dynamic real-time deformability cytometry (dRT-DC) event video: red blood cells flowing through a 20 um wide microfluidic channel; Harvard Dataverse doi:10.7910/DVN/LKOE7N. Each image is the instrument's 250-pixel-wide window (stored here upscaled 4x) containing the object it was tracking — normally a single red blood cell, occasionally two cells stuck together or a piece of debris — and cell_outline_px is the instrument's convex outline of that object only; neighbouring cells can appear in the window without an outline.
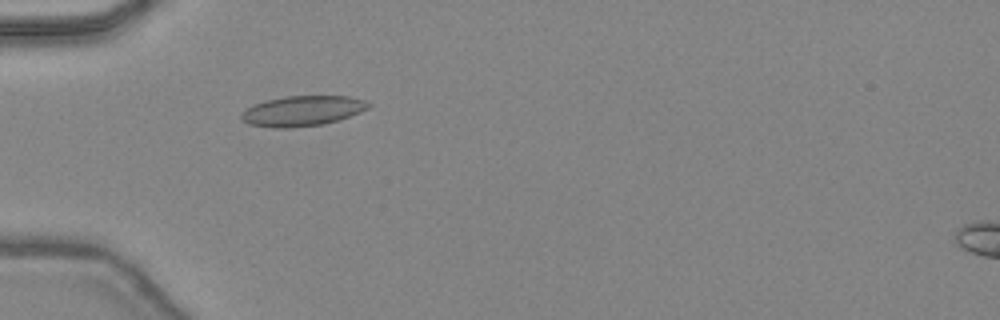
{"species": "common noctule bat (a hibernating species)", "species_latin": "Nyctalus noctula", "temperature_condition": "warm", "stored_images_in_passage": 47, "camera_frame_rate_fps": 3000, "um_per_image_px": 0.085, "animal": {"sex": "female", "body_mass_g": 24.6, "forearm_length_mm": 56.2}, "frame": {"image": 1, "passage_image": 16, "time_ms": 5.0, "image_size_px": [1000, 320], "cell_outline_px": [[372, 104], [368, 108], [360, 112], [324, 124], [288, 128], [272, 128], [248, 124], [240, 116], [240, 112], [256, 104], [268, 100], [288, 96], [348, 96], [364, 100]], "centroid_in_image_um": [25.7, 9.43], "position_along_channel_um": 59.3, "area_um2": 22.14}}
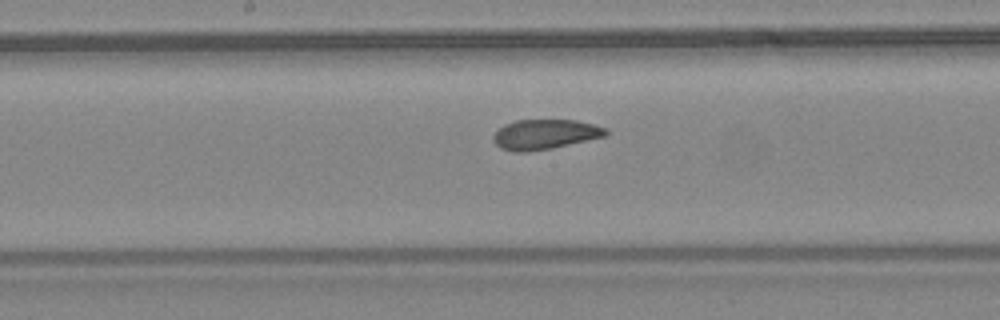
{"frame": {"image": 2, "passage_image": 26, "time_ms": 8.333, "image_size_px": [1000, 320], "cell_outline_px": [[608, 136], [552, 148], [528, 152], [512, 152], [500, 148], [492, 140], [492, 136], [504, 124], [516, 120], [576, 120], [608, 128]], "centroid_in_image_um": [46.33, 11.43], "position_along_channel_um": 201.9, "area_um2": 19.83}}
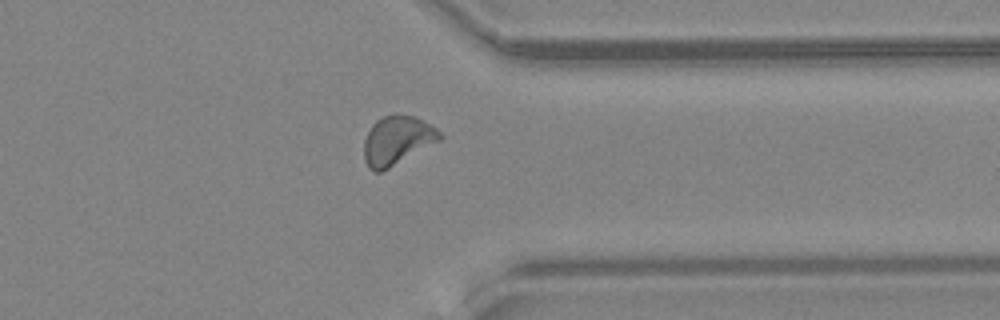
{"frame": {"image": 3, "passage_image": 38, "time_ms": 12.333, "image_size_px": [1000, 320], "cell_outline_px": [[444, 136], [440, 140], [388, 168], [380, 172], [372, 172], [368, 168], [364, 160], [364, 140], [372, 124], [376, 120], [384, 116], [416, 116], [424, 120], [436, 128]], "centroid_in_image_um": [33.74, 11.94], "position_along_channel_um": 377.7, "area_um2": 21.27}, "authors_computed_cell_mechanics": {"area_um2": 20.6346, "velocity_mm_per_s": 4.4764, "shape_relaxation_time_tau1_ms": null, "shape_relaxation_time_tau2_ms": 1.9342, "deformation_change_tau1": null, "deformation_change_tau2": 0.0684}}